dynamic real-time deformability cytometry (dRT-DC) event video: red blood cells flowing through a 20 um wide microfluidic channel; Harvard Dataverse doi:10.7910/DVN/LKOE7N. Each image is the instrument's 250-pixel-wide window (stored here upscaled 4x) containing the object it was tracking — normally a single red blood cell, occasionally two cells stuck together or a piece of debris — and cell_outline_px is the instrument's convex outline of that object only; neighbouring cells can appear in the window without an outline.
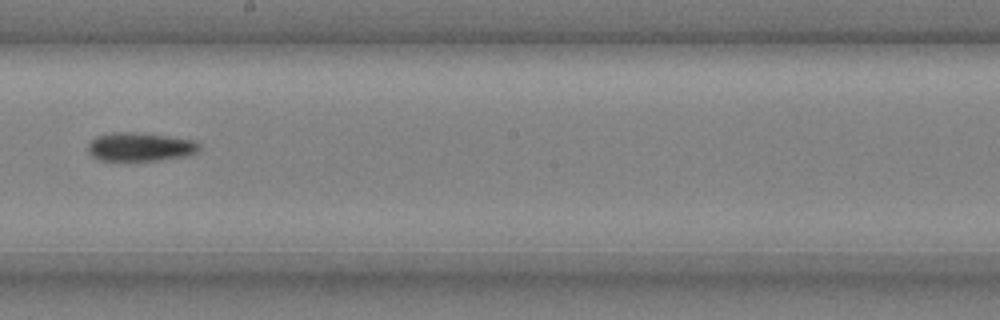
{"species": "common noctule bat (a hibernating species)", "species_latin": "Nyctalus noctula", "temperature_condition": "cold", "stored_images_in_passage": 9, "camera_frame_rate_fps": 3000, "um_per_image_px": 0.085, "animal": {"sex": "male", "body_mass_g": 20.4}, "frame": {"image": 1, "passage_image": 9, "time_ms": 2.667, "image_size_px": [1000, 320], "cell_outline_px": [[200, 148], [196, 152], [188, 156], [156, 160], [100, 160], [92, 156], [88, 152], [88, 144], [96, 136], [112, 132], [136, 132], [168, 136], [196, 140], [200, 144]], "centroid_in_image_um": [11.93, 12.47], "position_along_channel_um": 236.3, "area_um2": 18.61}}